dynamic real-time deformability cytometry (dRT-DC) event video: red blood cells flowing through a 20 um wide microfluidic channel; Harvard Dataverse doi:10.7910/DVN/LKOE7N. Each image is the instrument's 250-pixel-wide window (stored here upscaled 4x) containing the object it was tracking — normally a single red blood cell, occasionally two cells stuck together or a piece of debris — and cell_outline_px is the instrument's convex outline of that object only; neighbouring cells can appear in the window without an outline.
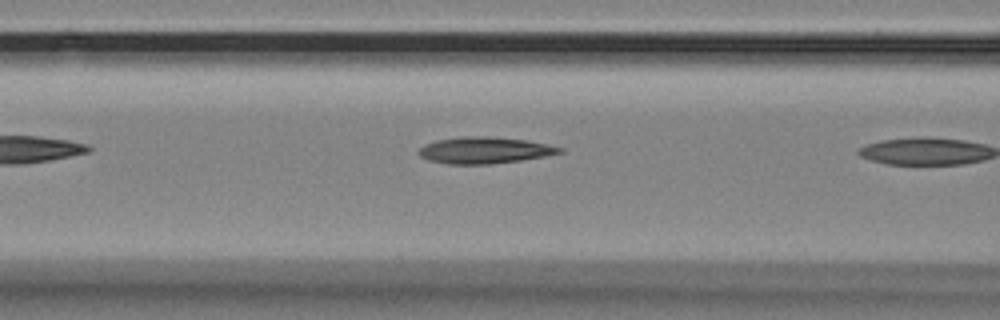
{"species": "Egyptian fruit bat (a non-hibernating species)", "species_latin": "Rousettus aegyptiacus", "temperature_condition": "room temperature", "stored_images_in_passage": 6, "camera_frame_rate_fps": 3000, "um_per_image_px": 0.085, "animal": {"sex": "female"}, "frame": {"image": 1, "passage_image": 5, "time_ms": 1.333, "image_size_px": [1000, 320], "cell_outline_px": [[564, 152], [544, 156], [520, 160], [488, 164], [448, 164], [428, 160], [420, 156], [416, 152], [424, 144], [436, 140], [464, 136], [484, 136], [524, 140], [564, 148]], "centroid_in_image_um": [41.12, 12.77], "position_along_channel_um": 125.5, "area_um2": 21.56}}